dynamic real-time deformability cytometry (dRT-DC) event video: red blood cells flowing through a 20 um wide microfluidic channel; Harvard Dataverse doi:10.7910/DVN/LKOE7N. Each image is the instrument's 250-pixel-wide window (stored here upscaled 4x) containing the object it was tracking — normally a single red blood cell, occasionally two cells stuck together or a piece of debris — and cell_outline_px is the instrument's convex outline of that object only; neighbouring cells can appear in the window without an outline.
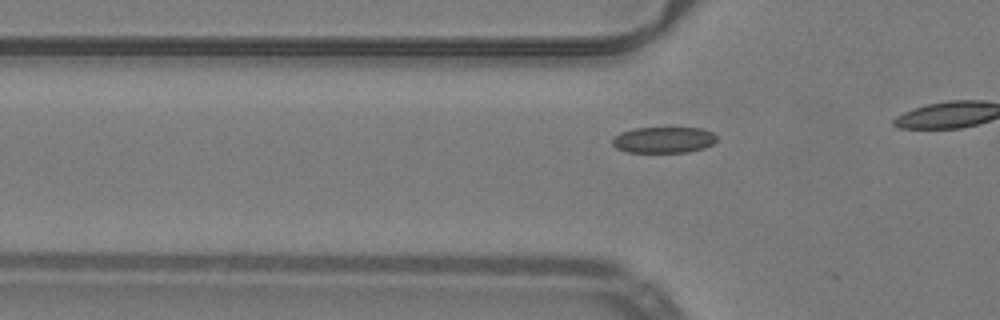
{"species": "common noctule bat (a hibernating species)", "species_latin": "Nyctalus noctula", "temperature_condition": "warm", "stored_images_in_passage": 6, "camera_frame_rate_fps": 3000, "um_per_image_px": 0.085, "animal": {"sex": "male", "body_mass_g": 19.2, "forearm_length_mm": 51.8}, "frame": {"image": 1, "passage_image": 5, "time_ms": 1.333, "image_size_px": [1000, 320], "cell_outline_px": [[716, 140], [712, 144], [704, 148], [688, 152], [628, 152], [616, 148], [612, 144], [612, 136], [620, 132], [632, 128], [700, 128], [712, 132], [716, 136]], "centroid_in_image_um": [56.36, 11.89], "position_along_channel_um": 69.4, "area_um2": 15.95}}